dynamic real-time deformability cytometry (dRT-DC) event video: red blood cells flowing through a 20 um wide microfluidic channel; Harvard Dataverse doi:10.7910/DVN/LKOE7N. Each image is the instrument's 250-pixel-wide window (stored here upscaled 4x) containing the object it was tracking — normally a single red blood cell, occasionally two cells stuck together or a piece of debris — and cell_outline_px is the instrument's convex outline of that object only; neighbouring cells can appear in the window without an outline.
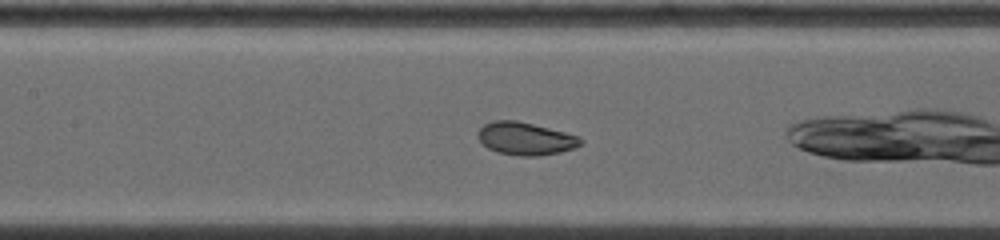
{"species": "common noctule bat (a hibernating species)", "species_latin": "Nyctalus noctula", "temperature_condition": "warm", "stored_images_in_passage": 27, "camera_frame_rate_fps": 5000, "um_per_image_px": 0.085, "animal": {"sex": "female", "body_mass_g": 19.0, "forearm_length_mm": 53.3}, "frame": {"image": 1, "passage_image": 8, "time_ms": 2.8, "image_size_px": [1000, 240], "cell_outline_px": [[584, 144], [560, 152], [540, 156], [516, 156], [496, 152], [488, 148], [476, 136], [480, 128], [484, 124], [496, 120], [516, 120], [580, 136], [584, 140]], "centroid_in_image_um": [44.68, 11.79], "position_along_channel_um": 162.7, "area_um2": 19.65}}
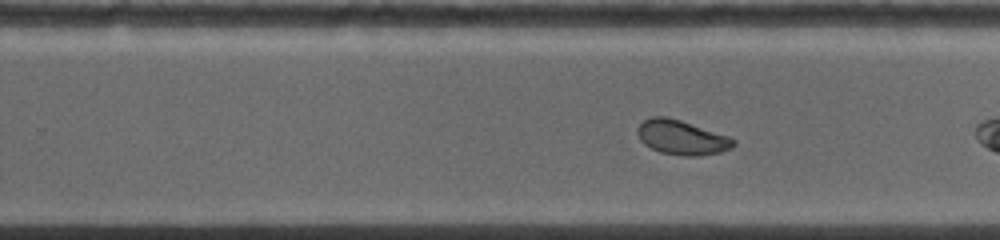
{"frame": {"image": 2, "passage_image": 16, "time_ms": 5.6, "image_size_px": [1000, 240], "cell_outline_px": [[736, 144], [732, 148], [720, 152], [700, 156], [684, 156], [660, 152], [644, 144], [640, 140], [636, 132], [636, 128], [644, 120], [652, 116], [664, 116], [680, 120], [728, 136], [736, 140]], "centroid_in_image_um": [57.93, 11.69], "position_along_channel_um": 271.9, "area_um2": 19.31}}